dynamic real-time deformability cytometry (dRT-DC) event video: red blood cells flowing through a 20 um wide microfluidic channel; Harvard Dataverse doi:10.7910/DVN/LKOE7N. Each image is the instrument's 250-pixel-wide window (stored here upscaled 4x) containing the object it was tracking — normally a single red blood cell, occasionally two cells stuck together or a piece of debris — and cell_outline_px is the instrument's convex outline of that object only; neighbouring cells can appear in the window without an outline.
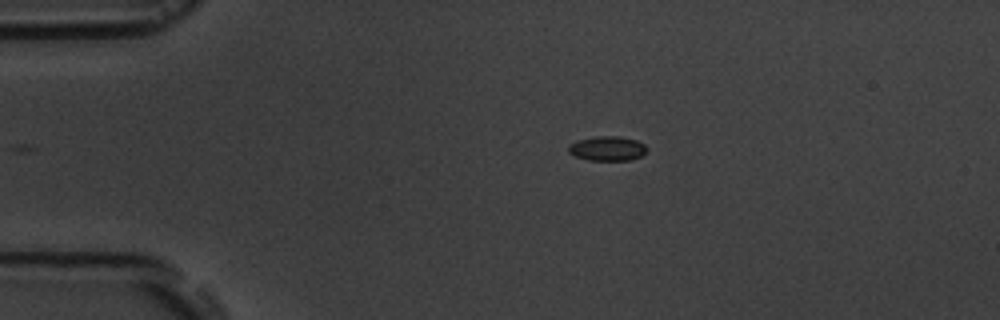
{"species": "common noctule bat (a hibernating species)", "species_latin": "Nyctalus noctula", "temperature_condition": "room temperature", "stored_images_in_passage": 14, "camera_frame_rate_fps": 3000, "um_per_image_px": 0.085, "animal": {"sex": "male", "body_mass_g": 19.5, "forearm_length_mm": 54.6}, "frame": {"image": 1, "passage_image": 2, "time_ms": 1.0, "image_size_px": [1000, 320], "cell_outline_px": [[648, 148], [640, 156], [628, 160], [588, 160], [576, 156], [568, 152], [568, 144], [576, 140], [592, 136], [620, 136], [636, 140], [644, 144]], "centroid_in_image_um": [51.58, 12.6], "position_along_channel_um": 33.4, "area_um2": 11.27}}
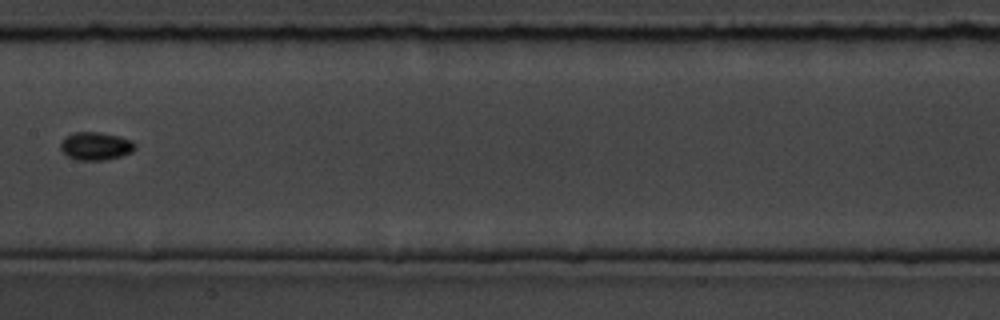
{"frame": {"image": 2, "passage_image": 6, "time_ms": 6.667, "image_size_px": [1000, 320], "cell_outline_px": [[136, 148], [132, 152], [120, 156], [104, 160], [76, 160], [68, 156], [60, 148], [60, 144], [64, 136], [72, 132], [100, 132], [120, 136], [132, 140], [136, 144]], "centroid_in_image_um": [8.14, 12.4], "position_along_channel_um": 199.3, "area_um2": 12.31}}
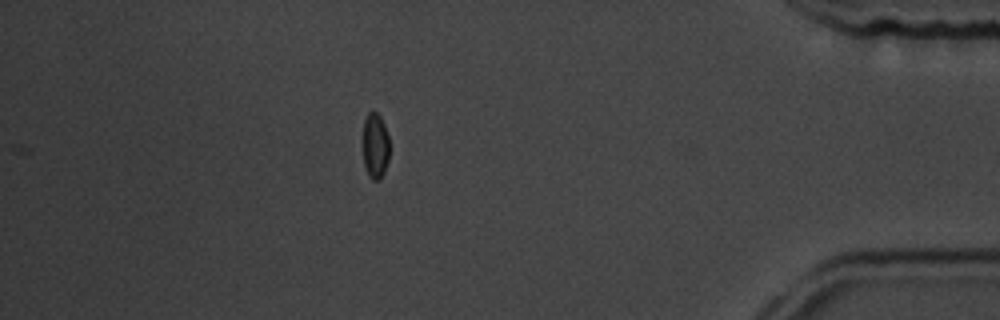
{"frame": {"image": 3, "passage_image": 12, "time_ms": 13.333, "image_size_px": [1000, 320], "cell_outline_px": [[388, 160], [384, 172], [380, 180], [372, 180], [368, 176], [364, 164], [364, 120], [368, 112], [376, 112], [380, 116], [384, 124], [388, 136]], "centroid_in_image_um": [31.9, 12.42], "position_along_channel_um": 403.3, "area_um2": 10.0}, "authors_computed_cell_mechanics": {"area_um2": 10.6352, "velocity_mm_per_s": 3.7183, "shape_relaxation_time_tau1_ms": 2.933, "shape_relaxation_time_tau2_ms": null, "deformation_change_tau1": 0.0698, "deformation_change_tau2": null}}